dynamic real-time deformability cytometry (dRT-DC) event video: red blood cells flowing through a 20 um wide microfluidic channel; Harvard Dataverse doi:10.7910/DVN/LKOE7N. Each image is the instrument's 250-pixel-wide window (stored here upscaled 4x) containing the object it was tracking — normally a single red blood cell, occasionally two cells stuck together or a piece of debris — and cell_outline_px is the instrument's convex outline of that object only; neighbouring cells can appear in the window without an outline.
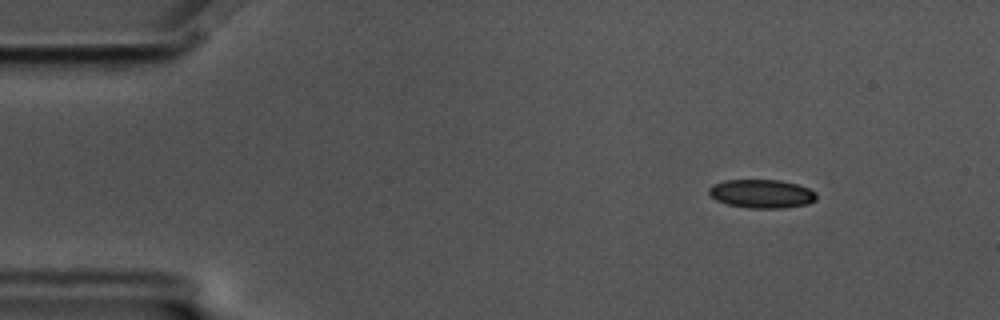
{"species": "common noctule bat (a hibernating species)", "species_latin": "Nyctalus noctula", "temperature_condition": "cold", "stored_images_in_passage": 52, "camera_frame_rate_fps": 3000, "um_per_image_px": 0.085, "animal": {"sex": "male", "body_mass_g": 17.5, "forearm_length_mm": 52.3}, "frame": {"image": 1, "passage_image": 1, "time_ms": 0.0, "image_size_px": [1000, 320], "cell_outline_px": [[816, 200], [808, 204], [784, 208], [752, 208], [728, 204], [716, 200], [708, 192], [708, 188], [712, 184], [724, 180], [780, 180], [796, 184], [808, 188], [816, 192]], "centroid_in_image_um": [64.74, 16.46], "position_along_channel_um": 20.3, "area_um2": 17.92}}
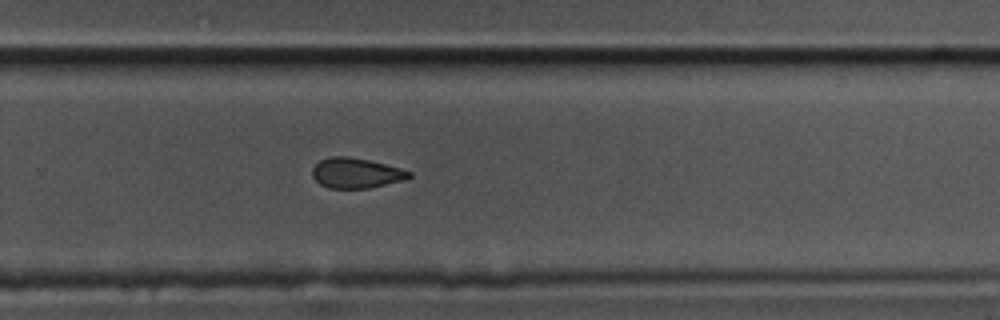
{"frame": {"image": 2, "passage_image": 32, "time_ms": 10.333, "image_size_px": [1000, 320], "cell_outline_px": [[412, 176], [408, 180], [368, 188], [328, 188], [320, 184], [312, 176], [312, 168], [320, 160], [328, 156], [348, 156], [368, 160], [400, 168], [412, 172]], "centroid_in_image_um": [30.28, 14.71], "position_along_channel_um": 299.5, "area_um2": 17.17}}
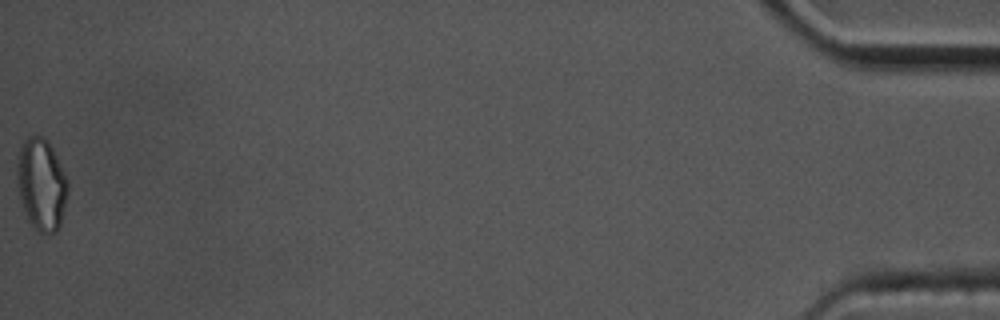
{"frame": {"image": 3, "passage_image": 52, "time_ms": 17.0, "image_size_px": [1000, 320], "cell_outline_px": [[68, 192], [60, 224], [56, 232], [40, 232], [28, 224], [24, 212], [16, 180], [16, 164], [20, 148], [24, 140], [28, 136], [40, 136], [48, 140], [68, 180]], "centroid_in_image_um": [3.5, 15.67], "position_along_channel_um": 431.7, "area_um2": 27.28}, "authors_computed_cell_mechanics": {"area_um2": 18.5827, "velocity_mm_per_s": 3.4835, "shape_relaxation_time_tau1_ms": 7.0898, "shape_relaxation_time_tau2_ms": 4.8542, "deformation_change_tau1": 0.1152, "deformation_change_tau2": 0.082}}